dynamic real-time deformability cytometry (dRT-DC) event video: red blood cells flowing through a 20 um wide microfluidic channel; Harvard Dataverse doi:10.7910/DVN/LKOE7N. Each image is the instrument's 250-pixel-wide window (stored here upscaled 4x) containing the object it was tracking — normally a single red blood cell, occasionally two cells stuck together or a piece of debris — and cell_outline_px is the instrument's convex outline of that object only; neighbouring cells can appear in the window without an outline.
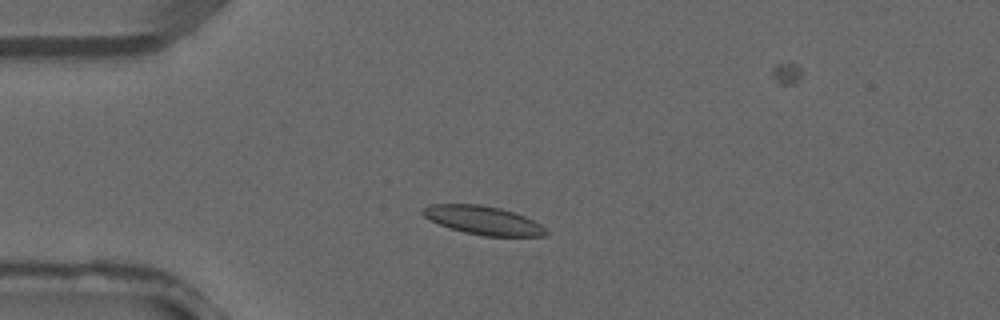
{"species": "common noctule bat (a hibernating species)", "species_latin": "Nyctalus noctula", "temperature_condition": "warm", "stored_images_in_passage": 2, "camera_frame_rate_fps": 3000, "um_per_image_px": 0.085, "animal": {"sex": "male", "forearm_length_mm": 52.5}, "frame": {"image": 1, "passage_image": 2, "time_ms": 0.333, "image_size_px": [1000, 320], "cell_outline_px": [[548, 232], [544, 236], [484, 236], [464, 232], [440, 224], [424, 216], [420, 212], [424, 208], [432, 204], [480, 204], [500, 208], [524, 216], [540, 224]], "centroid_in_image_um": [41.07, 18.72], "position_along_channel_um": 43.9, "area_um2": 20.17}}